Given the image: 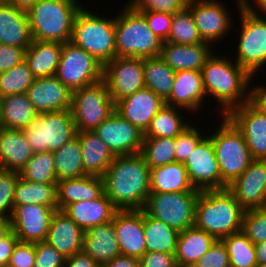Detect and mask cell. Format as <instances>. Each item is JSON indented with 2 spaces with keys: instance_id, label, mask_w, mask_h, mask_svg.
I'll return each instance as SVG.
<instances>
[{
  "instance_id": "cell-61",
  "label": "cell",
  "mask_w": 266,
  "mask_h": 267,
  "mask_svg": "<svg viewBox=\"0 0 266 267\" xmlns=\"http://www.w3.org/2000/svg\"><path fill=\"white\" fill-rule=\"evenodd\" d=\"M38 0H11V4L16 8L28 12Z\"/></svg>"
},
{
  "instance_id": "cell-60",
  "label": "cell",
  "mask_w": 266,
  "mask_h": 267,
  "mask_svg": "<svg viewBox=\"0 0 266 267\" xmlns=\"http://www.w3.org/2000/svg\"><path fill=\"white\" fill-rule=\"evenodd\" d=\"M254 247L256 252L257 264H266V240L259 244H254Z\"/></svg>"
},
{
  "instance_id": "cell-67",
  "label": "cell",
  "mask_w": 266,
  "mask_h": 267,
  "mask_svg": "<svg viewBox=\"0 0 266 267\" xmlns=\"http://www.w3.org/2000/svg\"><path fill=\"white\" fill-rule=\"evenodd\" d=\"M0 267H9L8 265H0Z\"/></svg>"
},
{
  "instance_id": "cell-7",
  "label": "cell",
  "mask_w": 266,
  "mask_h": 267,
  "mask_svg": "<svg viewBox=\"0 0 266 267\" xmlns=\"http://www.w3.org/2000/svg\"><path fill=\"white\" fill-rule=\"evenodd\" d=\"M223 117L217 130L208 135L211 139L222 178V189H226L254 160L245 138L235 124Z\"/></svg>"
},
{
  "instance_id": "cell-22",
  "label": "cell",
  "mask_w": 266,
  "mask_h": 267,
  "mask_svg": "<svg viewBox=\"0 0 266 267\" xmlns=\"http://www.w3.org/2000/svg\"><path fill=\"white\" fill-rule=\"evenodd\" d=\"M165 102L151 89L144 87L115 104L116 112L145 133L151 120Z\"/></svg>"
},
{
  "instance_id": "cell-54",
  "label": "cell",
  "mask_w": 266,
  "mask_h": 267,
  "mask_svg": "<svg viewBox=\"0 0 266 267\" xmlns=\"http://www.w3.org/2000/svg\"><path fill=\"white\" fill-rule=\"evenodd\" d=\"M26 48L0 43V73L8 71L25 60Z\"/></svg>"
},
{
  "instance_id": "cell-30",
  "label": "cell",
  "mask_w": 266,
  "mask_h": 267,
  "mask_svg": "<svg viewBox=\"0 0 266 267\" xmlns=\"http://www.w3.org/2000/svg\"><path fill=\"white\" fill-rule=\"evenodd\" d=\"M104 193L103 178L86 175L76 179H66L57 182V207L64 210L77 201H87L99 198Z\"/></svg>"
},
{
  "instance_id": "cell-52",
  "label": "cell",
  "mask_w": 266,
  "mask_h": 267,
  "mask_svg": "<svg viewBox=\"0 0 266 267\" xmlns=\"http://www.w3.org/2000/svg\"><path fill=\"white\" fill-rule=\"evenodd\" d=\"M146 19L152 32L163 42L168 40L172 15L162 12H140Z\"/></svg>"
},
{
  "instance_id": "cell-18",
  "label": "cell",
  "mask_w": 266,
  "mask_h": 267,
  "mask_svg": "<svg viewBox=\"0 0 266 267\" xmlns=\"http://www.w3.org/2000/svg\"><path fill=\"white\" fill-rule=\"evenodd\" d=\"M186 6L190 9L198 33L205 42H218L232 26L233 19L222 1L188 0Z\"/></svg>"
},
{
  "instance_id": "cell-20",
  "label": "cell",
  "mask_w": 266,
  "mask_h": 267,
  "mask_svg": "<svg viewBox=\"0 0 266 267\" xmlns=\"http://www.w3.org/2000/svg\"><path fill=\"white\" fill-rule=\"evenodd\" d=\"M120 255L141 259L146 252L144 211L118 210L113 217Z\"/></svg>"
},
{
  "instance_id": "cell-31",
  "label": "cell",
  "mask_w": 266,
  "mask_h": 267,
  "mask_svg": "<svg viewBox=\"0 0 266 267\" xmlns=\"http://www.w3.org/2000/svg\"><path fill=\"white\" fill-rule=\"evenodd\" d=\"M76 136L81 144L85 174L102 177L115 155L93 131L77 132Z\"/></svg>"
},
{
  "instance_id": "cell-59",
  "label": "cell",
  "mask_w": 266,
  "mask_h": 267,
  "mask_svg": "<svg viewBox=\"0 0 266 267\" xmlns=\"http://www.w3.org/2000/svg\"><path fill=\"white\" fill-rule=\"evenodd\" d=\"M256 87V88H255ZM252 89L251 98L258 104V106L266 113V87L256 85Z\"/></svg>"
},
{
  "instance_id": "cell-50",
  "label": "cell",
  "mask_w": 266,
  "mask_h": 267,
  "mask_svg": "<svg viewBox=\"0 0 266 267\" xmlns=\"http://www.w3.org/2000/svg\"><path fill=\"white\" fill-rule=\"evenodd\" d=\"M66 257L46 241L35 243L34 267H64Z\"/></svg>"
},
{
  "instance_id": "cell-49",
  "label": "cell",
  "mask_w": 266,
  "mask_h": 267,
  "mask_svg": "<svg viewBox=\"0 0 266 267\" xmlns=\"http://www.w3.org/2000/svg\"><path fill=\"white\" fill-rule=\"evenodd\" d=\"M188 0H128L127 4L137 12H162L173 15L187 5Z\"/></svg>"
},
{
  "instance_id": "cell-35",
  "label": "cell",
  "mask_w": 266,
  "mask_h": 267,
  "mask_svg": "<svg viewBox=\"0 0 266 267\" xmlns=\"http://www.w3.org/2000/svg\"><path fill=\"white\" fill-rule=\"evenodd\" d=\"M38 114L26 93L1 97V128L23 130Z\"/></svg>"
},
{
  "instance_id": "cell-34",
  "label": "cell",
  "mask_w": 266,
  "mask_h": 267,
  "mask_svg": "<svg viewBox=\"0 0 266 267\" xmlns=\"http://www.w3.org/2000/svg\"><path fill=\"white\" fill-rule=\"evenodd\" d=\"M200 191L191 184L186 167L181 162H173L150 170V192Z\"/></svg>"
},
{
  "instance_id": "cell-23",
  "label": "cell",
  "mask_w": 266,
  "mask_h": 267,
  "mask_svg": "<svg viewBox=\"0 0 266 267\" xmlns=\"http://www.w3.org/2000/svg\"><path fill=\"white\" fill-rule=\"evenodd\" d=\"M205 98L201 71L180 70L175 72L173 88L165 104L194 113L203 106Z\"/></svg>"
},
{
  "instance_id": "cell-45",
  "label": "cell",
  "mask_w": 266,
  "mask_h": 267,
  "mask_svg": "<svg viewBox=\"0 0 266 267\" xmlns=\"http://www.w3.org/2000/svg\"><path fill=\"white\" fill-rule=\"evenodd\" d=\"M35 77L32 75L25 60L13 68L0 73V95L27 93Z\"/></svg>"
},
{
  "instance_id": "cell-57",
  "label": "cell",
  "mask_w": 266,
  "mask_h": 267,
  "mask_svg": "<svg viewBox=\"0 0 266 267\" xmlns=\"http://www.w3.org/2000/svg\"><path fill=\"white\" fill-rule=\"evenodd\" d=\"M64 267H102V265L93 260L88 254L80 251L66 258Z\"/></svg>"
},
{
  "instance_id": "cell-13",
  "label": "cell",
  "mask_w": 266,
  "mask_h": 267,
  "mask_svg": "<svg viewBox=\"0 0 266 267\" xmlns=\"http://www.w3.org/2000/svg\"><path fill=\"white\" fill-rule=\"evenodd\" d=\"M103 80L116 104L145 87L144 59L115 57L103 66Z\"/></svg>"
},
{
  "instance_id": "cell-6",
  "label": "cell",
  "mask_w": 266,
  "mask_h": 267,
  "mask_svg": "<svg viewBox=\"0 0 266 267\" xmlns=\"http://www.w3.org/2000/svg\"><path fill=\"white\" fill-rule=\"evenodd\" d=\"M70 41L104 66L116 57L115 18H104L82 6L74 18Z\"/></svg>"
},
{
  "instance_id": "cell-33",
  "label": "cell",
  "mask_w": 266,
  "mask_h": 267,
  "mask_svg": "<svg viewBox=\"0 0 266 267\" xmlns=\"http://www.w3.org/2000/svg\"><path fill=\"white\" fill-rule=\"evenodd\" d=\"M61 51L62 43L32 40L25 52V62L35 78L55 76Z\"/></svg>"
},
{
  "instance_id": "cell-25",
  "label": "cell",
  "mask_w": 266,
  "mask_h": 267,
  "mask_svg": "<svg viewBox=\"0 0 266 267\" xmlns=\"http://www.w3.org/2000/svg\"><path fill=\"white\" fill-rule=\"evenodd\" d=\"M209 42L194 45H183L172 42H163L160 57L175 72L180 70L201 71L207 59L212 55V46Z\"/></svg>"
},
{
  "instance_id": "cell-40",
  "label": "cell",
  "mask_w": 266,
  "mask_h": 267,
  "mask_svg": "<svg viewBox=\"0 0 266 267\" xmlns=\"http://www.w3.org/2000/svg\"><path fill=\"white\" fill-rule=\"evenodd\" d=\"M174 106L165 104L151 120L144 137L176 138L190 123L184 122L183 115Z\"/></svg>"
},
{
  "instance_id": "cell-12",
  "label": "cell",
  "mask_w": 266,
  "mask_h": 267,
  "mask_svg": "<svg viewBox=\"0 0 266 267\" xmlns=\"http://www.w3.org/2000/svg\"><path fill=\"white\" fill-rule=\"evenodd\" d=\"M55 76L72 92L103 79V65L71 41L62 44Z\"/></svg>"
},
{
  "instance_id": "cell-21",
  "label": "cell",
  "mask_w": 266,
  "mask_h": 267,
  "mask_svg": "<svg viewBox=\"0 0 266 267\" xmlns=\"http://www.w3.org/2000/svg\"><path fill=\"white\" fill-rule=\"evenodd\" d=\"M26 94L39 114L71 110L72 91L56 76L35 78Z\"/></svg>"
},
{
  "instance_id": "cell-47",
  "label": "cell",
  "mask_w": 266,
  "mask_h": 267,
  "mask_svg": "<svg viewBox=\"0 0 266 267\" xmlns=\"http://www.w3.org/2000/svg\"><path fill=\"white\" fill-rule=\"evenodd\" d=\"M19 172L0 168V217L10 219L14 209L15 185Z\"/></svg>"
},
{
  "instance_id": "cell-42",
  "label": "cell",
  "mask_w": 266,
  "mask_h": 267,
  "mask_svg": "<svg viewBox=\"0 0 266 267\" xmlns=\"http://www.w3.org/2000/svg\"><path fill=\"white\" fill-rule=\"evenodd\" d=\"M22 179L37 183H57L55 160L52 151L33 153L31 159L21 169Z\"/></svg>"
},
{
  "instance_id": "cell-39",
  "label": "cell",
  "mask_w": 266,
  "mask_h": 267,
  "mask_svg": "<svg viewBox=\"0 0 266 267\" xmlns=\"http://www.w3.org/2000/svg\"><path fill=\"white\" fill-rule=\"evenodd\" d=\"M39 204L57 207V183H37L18 178L14 192V207Z\"/></svg>"
},
{
  "instance_id": "cell-9",
  "label": "cell",
  "mask_w": 266,
  "mask_h": 267,
  "mask_svg": "<svg viewBox=\"0 0 266 267\" xmlns=\"http://www.w3.org/2000/svg\"><path fill=\"white\" fill-rule=\"evenodd\" d=\"M199 193L200 191L151 192L142 210L178 232H182L195 224Z\"/></svg>"
},
{
  "instance_id": "cell-53",
  "label": "cell",
  "mask_w": 266,
  "mask_h": 267,
  "mask_svg": "<svg viewBox=\"0 0 266 267\" xmlns=\"http://www.w3.org/2000/svg\"><path fill=\"white\" fill-rule=\"evenodd\" d=\"M35 243L20 242L15 245L9 259V267H34Z\"/></svg>"
},
{
  "instance_id": "cell-51",
  "label": "cell",
  "mask_w": 266,
  "mask_h": 267,
  "mask_svg": "<svg viewBox=\"0 0 266 267\" xmlns=\"http://www.w3.org/2000/svg\"><path fill=\"white\" fill-rule=\"evenodd\" d=\"M192 267H230L226 245L216 240L210 249Z\"/></svg>"
},
{
  "instance_id": "cell-5",
  "label": "cell",
  "mask_w": 266,
  "mask_h": 267,
  "mask_svg": "<svg viewBox=\"0 0 266 267\" xmlns=\"http://www.w3.org/2000/svg\"><path fill=\"white\" fill-rule=\"evenodd\" d=\"M115 16L116 57L160 56L163 41L150 29L145 17L128 4Z\"/></svg>"
},
{
  "instance_id": "cell-27",
  "label": "cell",
  "mask_w": 266,
  "mask_h": 267,
  "mask_svg": "<svg viewBox=\"0 0 266 267\" xmlns=\"http://www.w3.org/2000/svg\"><path fill=\"white\" fill-rule=\"evenodd\" d=\"M32 40L27 12L0 4V43L27 49Z\"/></svg>"
},
{
  "instance_id": "cell-11",
  "label": "cell",
  "mask_w": 266,
  "mask_h": 267,
  "mask_svg": "<svg viewBox=\"0 0 266 267\" xmlns=\"http://www.w3.org/2000/svg\"><path fill=\"white\" fill-rule=\"evenodd\" d=\"M236 61L252 77L266 64V19L256 9L241 7Z\"/></svg>"
},
{
  "instance_id": "cell-15",
  "label": "cell",
  "mask_w": 266,
  "mask_h": 267,
  "mask_svg": "<svg viewBox=\"0 0 266 267\" xmlns=\"http://www.w3.org/2000/svg\"><path fill=\"white\" fill-rule=\"evenodd\" d=\"M57 209L39 204L16 205L10 217L12 231L20 242L45 241Z\"/></svg>"
},
{
  "instance_id": "cell-10",
  "label": "cell",
  "mask_w": 266,
  "mask_h": 267,
  "mask_svg": "<svg viewBox=\"0 0 266 267\" xmlns=\"http://www.w3.org/2000/svg\"><path fill=\"white\" fill-rule=\"evenodd\" d=\"M115 111V102L103 79L72 92L71 112L77 132L94 131Z\"/></svg>"
},
{
  "instance_id": "cell-65",
  "label": "cell",
  "mask_w": 266,
  "mask_h": 267,
  "mask_svg": "<svg viewBox=\"0 0 266 267\" xmlns=\"http://www.w3.org/2000/svg\"><path fill=\"white\" fill-rule=\"evenodd\" d=\"M11 3V0H0V4H8Z\"/></svg>"
},
{
  "instance_id": "cell-56",
  "label": "cell",
  "mask_w": 266,
  "mask_h": 267,
  "mask_svg": "<svg viewBox=\"0 0 266 267\" xmlns=\"http://www.w3.org/2000/svg\"><path fill=\"white\" fill-rule=\"evenodd\" d=\"M18 241V237L13 231L0 240V265H8L13 249Z\"/></svg>"
},
{
  "instance_id": "cell-55",
  "label": "cell",
  "mask_w": 266,
  "mask_h": 267,
  "mask_svg": "<svg viewBox=\"0 0 266 267\" xmlns=\"http://www.w3.org/2000/svg\"><path fill=\"white\" fill-rule=\"evenodd\" d=\"M140 267H178L174 254L145 252L140 259Z\"/></svg>"
},
{
  "instance_id": "cell-41",
  "label": "cell",
  "mask_w": 266,
  "mask_h": 267,
  "mask_svg": "<svg viewBox=\"0 0 266 267\" xmlns=\"http://www.w3.org/2000/svg\"><path fill=\"white\" fill-rule=\"evenodd\" d=\"M175 138L144 137L141 154L150 169L175 162Z\"/></svg>"
},
{
  "instance_id": "cell-24",
  "label": "cell",
  "mask_w": 266,
  "mask_h": 267,
  "mask_svg": "<svg viewBox=\"0 0 266 267\" xmlns=\"http://www.w3.org/2000/svg\"><path fill=\"white\" fill-rule=\"evenodd\" d=\"M85 231L64 210H56L50 224L46 242L66 258L82 251Z\"/></svg>"
},
{
  "instance_id": "cell-16",
  "label": "cell",
  "mask_w": 266,
  "mask_h": 267,
  "mask_svg": "<svg viewBox=\"0 0 266 267\" xmlns=\"http://www.w3.org/2000/svg\"><path fill=\"white\" fill-rule=\"evenodd\" d=\"M93 132L115 156L141 153L144 133L116 111Z\"/></svg>"
},
{
  "instance_id": "cell-28",
  "label": "cell",
  "mask_w": 266,
  "mask_h": 267,
  "mask_svg": "<svg viewBox=\"0 0 266 267\" xmlns=\"http://www.w3.org/2000/svg\"><path fill=\"white\" fill-rule=\"evenodd\" d=\"M82 251L103 265L120 255L113 221L93 226L85 231Z\"/></svg>"
},
{
  "instance_id": "cell-19",
  "label": "cell",
  "mask_w": 266,
  "mask_h": 267,
  "mask_svg": "<svg viewBox=\"0 0 266 267\" xmlns=\"http://www.w3.org/2000/svg\"><path fill=\"white\" fill-rule=\"evenodd\" d=\"M227 189L244 210L266 206V160L254 159Z\"/></svg>"
},
{
  "instance_id": "cell-58",
  "label": "cell",
  "mask_w": 266,
  "mask_h": 267,
  "mask_svg": "<svg viewBox=\"0 0 266 267\" xmlns=\"http://www.w3.org/2000/svg\"><path fill=\"white\" fill-rule=\"evenodd\" d=\"M102 267H140V260L130 256L119 255L104 263Z\"/></svg>"
},
{
  "instance_id": "cell-38",
  "label": "cell",
  "mask_w": 266,
  "mask_h": 267,
  "mask_svg": "<svg viewBox=\"0 0 266 267\" xmlns=\"http://www.w3.org/2000/svg\"><path fill=\"white\" fill-rule=\"evenodd\" d=\"M52 153L57 182L86 176L82 163L81 144L77 136Z\"/></svg>"
},
{
  "instance_id": "cell-44",
  "label": "cell",
  "mask_w": 266,
  "mask_h": 267,
  "mask_svg": "<svg viewBox=\"0 0 266 267\" xmlns=\"http://www.w3.org/2000/svg\"><path fill=\"white\" fill-rule=\"evenodd\" d=\"M167 42L194 45L203 43L190 9L185 6L172 15L171 30Z\"/></svg>"
},
{
  "instance_id": "cell-66",
  "label": "cell",
  "mask_w": 266,
  "mask_h": 267,
  "mask_svg": "<svg viewBox=\"0 0 266 267\" xmlns=\"http://www.w3.org/2000/svg\"><path fill=\"white\" fill-rule=\"evenodd\" d=\"M256 267H266V264L257 265Z\"/></svg>"
},
{
  "instance_id": "cell-64",
  "label": "cell",
  "mask_w": 266,
  "mask_h": 267,
  "mask_svg": "<svg viewBox=\"0 0 266 267\" xmlns=\"http://www.w3.org/2000/svg\"><path fill=\"white\" fill-rule=\"evenodd\" d=\"M249 2H251V0H237V8L245 7Z\"/></svg>"
},
{
  "instance_id": "cell-3",
  "label": "cell",
  "mask_w": 266,
  "mask_h": 267,
  "mask_svg": "<svg viewBox=\"0 0 266 267\" xmlns=\"http://www.w3.org/2000/svg\"><path fill=\"white\" fill-rule=\"evenodd\" d=\"M244 209L226 189L202 190L196 203L195 226L216 240L242 229Z\"/></svg>"
},
{
  "instance_id": "cell-37",
  "label": "cell",
  "mask_w": 266,
  "mask_h": 267,
  "mask_svg": "<svg viewBox=\"0 0 266 267\" xmlns=\"http://www.w3.org/2000/svg\"><path fill=\"white\" fill-rule=\"evenodd\" d=\"M175 71L160 57L144 59V83L164 102L173 88Z\"/></svg>"
},
{
  "instance_id": "cell-26",
  "label": "cell",
  "mask_w": 266,
  "mask_h": 267,
  "mask_svg": "<svg viewBox=\"0 0 266 267\" xmlns=\"http://www.w3.org/2000/svg\"><path fill=\"white\" fill-rule=\"evenodd\" d=\"M64 211L84 231L113 220L118 209L103 193L99 198L77 201L68 205Z\"/></svg>"
},
{
  "instance_id": "cell-17",
  "label": "cell",
  "mask_w": 266,
  "mask_h": 267,
  "mask_svg": "<svg viewBox=\"0 0 266 267\" xmlns=\"http://www.w3.org/2000/svg\"><path fill=\"white\" fill-rule=\"evenodd\" d=\"M194 188L222 189V178L211 139L205 136L183 163Z\"/></svg>"
},
{
  "instance_id": "cell-2",
  "label": "cell",
  "mask_w": 266,
  "mask_h": 267,
  "mask_svg": "<svg viewBox=\"0 0 266 267\" xmlns=\"http://www.w3.org/2000/svg\"><path fill=\"white\" fill-rule=\"evenodd\" d=\"M206 96L218 102V114L226 116L232 109L248 102L252 96L249 88L252 76L233 59L212 55L201 69ZM208 94V95H207Z\"/></svg>"
},
{
  "instance_id": "cell-43",
  "label": "cell",
  "mask_w": 266,
  "mask_h": 267,
  "mask_svg": "<svg viewBox=\"0 0 266 267\" xmlns=\"http://www.w3.org/2000/svg\"><path fill=\"white\" fill-rule=\"evenodd\" d=\"M229 254L230 267H256L254 244L242 232L230 234L222 239Z\"/></svg>"
},
{
  "instance_id": "cell-36",
  "label": "cell",
  "mask_w": 266,
  "mask_h": 267,
  "mask_svg": "<svg viewBox=\"0 0 266 267\" xmlns=\"http://www.w3.org/2000/svg\"><path fill=\"white\" fill-rule=\"evenodd\" d=\"M179 232L144 212V241L146 252L174 254Z\"/></svg>"
},
{
  "instance_id": "cell-4",
  "label": "cell",
  "mask_w": 266,
  "mask_h": 267,
  "mask_svg": "<svg viewBox=\"0 0 266 267\" xmlns=\"http://www.w3.org/2000/svg\"><path fill=\"white\" fill-rule=\"evenodd\" d=\"M81 7L77 0H38L27 12L32 39L69 42L74 18Z\"/></svg>"
},
{
  "instance_id": "cell-8",
  "label": "cell",
  "mask_w": 266,
  "mask_h": 267,
  "mask_svg": "<svg viewBox=\"0 0 266 267\" xmlns=\"http://www.w3.org/2000/svg\"><path fill=\"white\" fill-rule=\"evenodd\" d=\"M22 131L33 153L60 149L77 133L71 110L40 113Z\"/></svg>"
},
{
  "instance_id": "cell-1",
  "label": "cell",
  "mask_w": 266,
  "mask_h": 267,
  "mask_svg": "<svg viewBox=\"0 0 266 267\" xmlns=\"http://www.w3.org/2000/svg\"><path fill=\"white\" fill-rule=\"evenodd\" d=\"M150 170L141 153L115 156L102 176L104 193L118 210H142L151 193Z\"/></svg>"
},
{
  "instance_id": "cell-29",
  "label": "cell",
  "mask_w": 266,
  "mask_h": 267,
  "mask_svg": "<svg viewBox=\"0 0 266 267\" xmlns=\"http://www.w3.org/2000/svg\"><path fill=\"white\" fill-rule=\"evenodd\" d=\"M32 155L22 130L0 127V168L20 172Z\"/></svg>"
},
{
  "instance_id": "cell-48",
  "label": "cell",
  "mask_w": 266,
  "mask_h": 267,
  "mask_svg": "<svg viewBox=\"0 0 266 267\" xmlns=\"http://www.w3.org/2000/svg\"><path fill=\"white\" fill-rule=\"evenodd\" d=\"M195 125H189L175 138V162L184 163L194 151L198 143L205 137L201 136Z\"/></svg>"
},
{
  "instance_id": "cell-62",
  "label": "cell",
  "mask_w": 266,
  "mask_h": 267,
  "mask_svg": "<svg viewBox=\"0 0 266 267\" xmlns=\"http://www.w3.org/2000/svg\"><path fill=\"white\" fill-rule=\"evenodd\" d=\"M12 231L10 219L0 217V240Z\"/></svg>"
},
{
  "instance_id": "cell-63",
  "label": "cell",
  "mask_w": 266,
  "mask_h": 267,
  "mask_svg": "<svg viewBox=\"0 0 266 267\" xmlns=\"http://www.w3.org/2000/svg\"><path fill=\"white\" fill-rule=\"evenodd\" d=\"M252 2H254L255 7H253V4L250 2L245 7L247 9H255L256 6H258L257 8H259V13L262 11V13L266 15V0H252ZM264 19H266V17H264Z\"/></svg>"
},
{
  "instance_id": "cell-14",
  "label": "cell",
  "mask_w": 266,
  "mask_h": 267,
  "mask_svg": "<svg viewBox=\"0 0 266 267\" xmlns=\"http://www.w3.org/2000/svg\"><path fill=\"white\" fill-rule=\"evenodd\" d=\"M241 131L253 159L266 160V113L251 98L226 115Z\"/></svg>"
},
{
  "instance_id": "cell-46",
  "label": "cell",
  "mask_w": 266,
  "mask_h": 267,
  "mask_svg": "<svg viewBox=\"0 0 266 267\" xmlns=\"http://www.w3.org/2000/svg\"><path fill=\"white\" fill-rule=\"evenodd\" d=\"M241 231L253 244L266 240V206L245 210L242 218Z\"/></svg>"
},
{
  "instance_id": "cell-32",
  "label": "cell",
  "mask_w": 266,
  "mask_h": 267,
  "mask_svg": "<svg viewBox=\"0 0 266 267\" xmlns=\"http://www.w3.org/2000/svg\"><path fill=\"white\" fill-rule=\"evenodd\" d=\"M216 239L195 225L179 232L175 252L178 267H192Z\"/></svg>"
}]
</instances>
